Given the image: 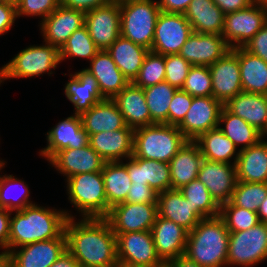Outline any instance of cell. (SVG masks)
<instances>
[{
  "label": "cell",
  "mask_w": 267,
  "mask_h": 267,
  "mask_svg": "<svg viewBox=\"0 0 267 267\" xmlns=\"http://www.w3.org/2000/svg\"><path fill=\"white\" fill-rule=\"evenodd\" d=\"M64 233L66 249L81 267H119L116 235L105 218H68Z\"/></svg>",
  "instance_id": "obj_1"
},
{
  "label": "cell",
  "mask_w": 267,
  "mask_h": 267,
  "mask_svg": "<svg viewBox=\"0 0 267 267\" xmlns=\"http://www.w3.org/2000/svg\"><path fill=\"white\" fill-rule=\"evenodd\" d=\"M10 217L8 253L21 246L60 237L68 218L66 210L50 209L32 204Z\"/></svg>",
  "instance_id": "obj_2"
},
{
  "label": "cell",
  "mask_w": 267,
  "mask_h": 267,
  "mask_svg": "<svg viewBox=\"0 0 267 267\" xmlns=\"http://www.w3.org/2000/svg\"><path fill=\"white\" fill-rule=\"evenodd\" d=\"M229 233L219 216L200 220L188 232L184 255L201 267L226 266Z\"/></svg>",
  "instance_id": "obj_3"
},
{
  "label": "cell",
  "mask_w": 267,
  "mask_h": 267,
  "mask_svg": "<svg viewBox=\"0 0 267 267\" xmlns=\"http://www.w3.org/2000/svg\"><path fill=\"white\" fill-rule=\"evenodd\" d=\"M188 140L169 124H152L135 129L134 157L169 163Z\"/></svg>",
  "instance_id": "obj_4"
},
{
  "label": "cell",
  "mask_w": 267,
  "mask_h": 267,
  "mask_svg": "<svg viewBox=\"0 0 267 267\" xmlns=\"http://www.w3.org/2000/svg\"><path fill=\"white\" fill-rule=\"evenodd\" d=\"M121 35L151 51L157 17V1L119 0Z\"/></svg>",
  "instance_id": "obj_5"
},
{
  "label": "cell",
  "mask_w": 267,
  "mask_h": 267,
  "mask_svg": "<svg viewBox=\"0 0 267 267\" xmlns=\"http://www.w3.org/2000/svg\"><path fill=\"white\" fill-rule=\"evenodd\" d=\"M67 193L71 204L83 218H105L107 204L102 172L80 173L67 178Z\"/></svg>",
  "instance_id": "obj_6"
},
{
  "label": "cell",
  "mask_w": 267,
  "mask_h": 267,
  "mask_svg": "<svg viewBox=\"0 0 267 267\" xmlns=\"http://www.w3.org/2000/svg\"><path fill=\"white\" fill-rule=\"evenodd\" d=\"M61 63L60 49L46 43L41 46H29L21 50L1 70V82L10 78H29L47 74H53L52 68L56 69ZM51 71V72H49Z\"/></svg>",
  "instance_id": "obj_7"
},
{
  "label": "cell",
  "mask_w": 267,
  "mask_h": 267,
  "mask_svg": "<svg viewBox=\"0 0 267 267\" xmlns=\"http://www.w3.org/2000/svg\"><path fill=\"white\" fill-rule=\"evenodd\" d=\"M267 259V223L230 232L226 266L251 267Z\"/></svg>",
  "instance_id": "obj_8"
},
{
  "label": "cell",
  "mask_w": 267,
  "mask_h": 267,
  "mask_svg": "<svg viewBox=\"0 0 267 267\" xmlns=\"http://www.w3.org/2000/svg\"><path fill=\"white\" fill-rule=\"evenodd\" d=\"M119 267H164L156 251L151 230L116 236Z\"/></svg>",
  "instance_id": "obj_9"
},
{
  "label": "cell",
  "mask_w": 267,
  "mask_h": 267,
  "mask_svg": "<svg viewBox=\"0 0 267 267\" xmlns=\"http://www.w3.org/2000/svg\"><path fill=\"white\" fill-rule=\"evenodd\" d=\"M267 22V7L251 4L225 15L221 35L231 49L243 47Z\"/></svg>",
  "instance_id": "obj_10"
},
{
  "label": "cell",
  "mask_w": 267,
  "mask_h": 267,
  "mask_svg": "<svg viewBox=\"0 0 267 267\" xmlns=\"http://www.w3.org/2000/svg\"><path fill=\"white\" fill-rule=\"evenodd\" d=\"M193 33L184 14L160 12L151 51L160 55L178 54L181 47Z\"/></svg>",
  "instance_id": "obj_11"
},
{
  "label": "cell",
  "mask_w": 267,
  "mask_h": 267,
  "mask_svg": "<svg viewBox=\"0 0 267 267\" xmlns=\"http://www.w3.org/2000/svg\"><path fill=\"white\" fill-rule=\"evenodd\" d=\"M158 215L157 203L122 202L110 208L105 219L113 233L151 230Z\"/></svg>",
  "instance_id": "obj_12"
},
{
  "label": "cell",
  "mask_w": 267,
  "mask_h": 267,
  "mask_svg": "<svg viewBox=\"0 0 267 267\" xmlns=\"http://www.w3.org/2000/svg\"><path fill=\"white\" fill-rule=\"evenodd\" d=\"M119 0L85 13L91 39L100 50H107L121 35Z\"/></svg>",
  "instance_id": "obj_13"
},
{
  "label": "cell",
  "mask_w": 267,
  "mask_h": 267,
  "mask_svg": "<svg viewBox=\"0 0 267 267\" xmlns=\"http://www.w3.org/2000/svg\"><path fill=\"white\" fill-rule=\"evenodd\" d=\"M224 105L212 96L193 97L192 105L178 129L188 141L219 126L220 113Z\"/></svg>",
  "instance_id": "obj_14"
},
{
  "label": "cell",
  "mask_w": 267,
  "mask_h": 267,
  "mask_svg": "<svg viewBox=\"0 0 267 267\" xmlns=\"http://www.w3.org/2000/svg\"><path fill=\"white\" fill-rule=\"evenodd\" d=\"M212 80V97L225 105L243 91L238 55L231 49L209 66Z\"/></svg>",
  "instance_id": "obj_15"
},
{
  "label": "cell",
  "mask_w": 267,
  "mask_h": 267,
  "mask_svg": "<svg viewBox=\"0 0 267 267\" xmlns=\"http://www.w3.org/2000/svg\"><path fill=\"white\" fill-rule=\"evenodd\" d=\"M20 248L9 252L10 267H49L66 250L65 233L60 237L27 244Z\"/></svg>",
  "instance_id": "obj_16"
},
{
  "label": "cell",
  "mask_w": 267,
  "mask_h": 267,
  "mask_svg": "<svg viewBox=\"0 0 267 267\" xmlns=\"http://www.w3.org/2000/svg\"><path fill=\"white\" fill-rule=\"evenodd\" d=\"M197 178L206 186L215 201L222 205L230 201L238 182L234 163L203 159Z\"/></svg>",
  "instance_id": "obj_17"
},
{
  "label": "cell",
  "mask_w": 267,
  "mask_h": 267,
  "mask_svg": "<svg viewBox=\"0 0 267 267\" xmlns=\"http://www.w3.org/2000/svg\"><path fill=\"white\" fill-rule=\"evenodd\" d=\"M230 50L222 35L193 32L178 54L191 65L209 67Z\"/></svg>",
  "instance_id": "obj_18"
},
{
  "label": "cell",
  "mask_w": 267,
  "mask_h": 267,
  "mask_svg": "<svg viewBox=\"0 0 267 267\" xmlns=\"http://www.w3.org/2000/svg\"><path fill=\"white\" fill-rule=\"evenodd\" d=\"M85 23V13L61 4L40 23L44 42L61 49L75 30Z\"/></svg>",
  "instance_id": "obj_19"
},
{
  "label": "cell",
  "mask_w": 267,
  "mask_h": 267,
  "mask_svg": "<svg viewBox=\"0 0 267 267\" xmlns=\"http://www.w3.org/2000/svg\"><path fill=\"white\" fill-rule=\"evenodd\" d=\"M48 161L59 173L64 174L66 179L80 173L101 172L106 163L90 144L82 148L62 149Z\"/></svg>",
  "instance_id": "obj_20"
},
{
  "label": "cell",
  "mask_w": 267,
  "mask_h": 267,
  "mask_svg": "<svg viewBox=\"0 0 267 267\" xmlns=\"http://www.w3.org/2000/svg\"><path fill=\"white\" fill-rule=\"evenodd\" d=\"M47 146L39 154L49 160L56 152L65 148H82L89 144V135L82 127L79 114L59 121L46 133Z\"/></svg>",
  "instance_id": "obj_21"
},
{
  "label": "cell",
  "mask_w": 267,
  "mask_h": 267,
  "mask_svg": "<svg viewBox=\"0 0 267 267\" xmlns=\"http://www.w3.org/2000/svg\"><path fill=\"white\" fill-rule=\"evenodd\" d=\"M151 232L158 256L165 264L185 253L188 231L182 226L157 215Z\"/></svg>",
  "instance_id": "obj_22"
},
{
  "label": "cell",
  "mask_w": 267,
  "mask_h": 267,
  "mask_svg": "<svg viewBox=\"0 0 267 267\" xmlns=\"http://www.w3.org/2000/svg\"><path fill=\"white\" fill-rule=\"evenodd\" d=\"M135 129L126 126L111 132H101L89 136L90 146L106 161L126 160L133 155Z\"/></svg>",
  "instance_id": "obj_23"
},
{
  "label": "cell",
  "mask_w": 267,
  "mask_h": 267,
  "mask_svg": "<svg viewBox=\"0 0 267 267\" xmlns=\"http://www.w3.org/2000/svg\"><path fill=\"white\" fill-rule=\"evenodd\" d=\"M158 216L172 220L188 232L204 218L194 209L179 189H169L158 193Z\"/></svg>",
  "instance_id": "obj_24"
},
{
  "label": "cell",
  "mask_w": 267,
  "mask_h": 267,
  "mask_svg": "<svg viewBox=\"0 0 267 267\" xmlns=\"http://www.w3.org/2000/svg\"><path fill=\"white\" fill-rule=\"evenodd\" d=\"M84 69L95 77L104 99H113L130 83L106 50H100L90 61V67Z\"/></svg>",
  "instance_id": "obj_25"
},
{
  "label": "cell",
  "mask_w": 267,
  "mask_h": 267,
  "mask_svg": "<svg viewBox=\"0 0 267 267\" xmlns=\"http://www.w3.org/2000/svg\"><path fill=\"white\" fill-rule=\"evenodd\" d=\"M128 161L124 164L132 183L148 184L157 193L172 189L169 163L134 156Z\"/></svg>",
  "instance_id": "obj_26"
},
{
  "label": "cell",
  "mask_w": 267,
  "mask_h": 267,
  "mask_svg": "<svg viewBox=\"0 0 267 267\" xmlns=\"http://www.w3.org/2000/svg\"><path fill=\"white\" fill-rule=\"evenodd\" d=\"M224 107L249 123L264 137L267 135V95L242 91L230 99Z\"/></svg>",
  "instance_id": "obj_27"
},
{
  "label": "cell",
  "mask_w": 267,
  "mask_h": 267,
  "mask_svg": "<svg viewBox=\"0 0 267 267\" xmlns=\"http://www.w3.org/2000/svg\"><path fill=\"white\" fill-rule=\"evenodd\" d=\"M112 100L116 103L128 127L136 129L151 125L143 88L130 82Z\"/></svg>",
  "instance_id": "obj_28"
},
{
  "label": "cell",
  "mask_w": 267,
  "mask_h": 267,
  "mask_svg": "<svg viewBox=\"0 0 267 267\" xmlns=\"http://www.w3.org/2000/svg\"><path fill=\"white\" fill-rule=\"evenodd\" d=\"M82 127L90 136L101 132H111L125 128L123 115L112 99L99 101L90 110L80 114Z\"/></svg>",
  "instance_id": "obj_29"
},
{
  "label": "cell",
  "mask_w": 267,
  "mask_h": 267,
  "mask_svg": "<svg viewBox=\"0 0 267 267\" xmlns=\"http://www.w3.org/2000/svg\"><path fill=\"white\" fill-rule=\"evenodd\" d=\"M71 79L65 85V95L74 105L75 113L81 114L90 110L104 98L101 95L95 77L85 69L70 74Z\"/></svg>",
  "instance_id": "obj_30"
},
{
  "label": "cell",
  "mask_w": 267,
  "mask_h": 267,
  "mask_svg": "<svg viewBox=\"0 0 267 267\" xmlns=\"http://www.w3.org/2000/svg\"><path fill=\"white\" fill-rule=\"evenodd\" d=\"M235 166L238 181L267 183V141L239 150Z\"/></svg>",
  "instance_id": "obj_31"
},
{
  "label": "cell",
  "mask_w": 267,
  "mask_h": 267,
  "mask_svg": "<svg viewBox=\"0 0 267 267\" xmlns=\"http://www.w3.org/2000/svg\"><path fill=\"white\" fill-rule=\"evenodd\" d=\"M202 153L194 141H187L170 160L172 189H181L194 179H197Z\"/></svg>",
  "instance_id": "obj_32"
},
{
  "label": "cell",
  "mask_w": 267,
  "mask_h": 267,
  "mask_svg": "<svg viewBox=\"0 0 267 267\" xmlns=\"http://www.w3.org/2000/svg\"><path fill=\"white\" fill-rule=\"evenodd\" d=\"M184 16L195 33L221 35L223 31L225 14L213 0H192Z\"/></svg>",
  "instance_id": "obj_33"
},
{
  "label": "cell",
  "mask_w": 267,
  "mask_h": 267,
  "mask_svg": "<svg viewBox=\"0 0 267 267\" xmlns=\"http://www.w3.org/2000/svg\"><path fill=\"white\" fill-rule=\"evenodd\" d=\"M106 51L127 80L132 82L150 50L120 35Z\"/></svg>",
  "instance_id": "obj_34"
},
{
  "label": "cell",
  "mask_w": 267,
  "mask_h": 267,
  "mask_svg": "<svg viewBox=\"0 0 267 267\" xmlns=\"http://www.w3.org/2000/svg\"><path fill=\"white\" fill-rule=\"evenodd\" d=\"M232 50L238 55L243 92L267 95V63L243 47Z\"/></svg>",
  "instance_id": "obj_35"
},
{
  "label": "cell",
  "mask_w": 267,
  "mask_h": 267,
  "mask_svg": "<svg viewBox=\"0 0 267 267\" xmlns=\"http://www.w3.org/2000/svg\"><path fill=\"white\" fill-rule=\"evenodd\" d=\"M194 142L198 145L203 159L230 164L233 158V163L236 164L239 151L236 152L237 147L218 127L200 135Z\"/></svg>",
  "instance_id": "obj_36"
},
{
  "label": "cell",
  "mask_w": 267,
  "mask_h": 267,
  "mask_svg": "<svg viewBox=\"0 0 267 267\" xmlns=\"http://www.w3.org/2000/svg\"><path fill=\"white\" fill-rule=\"evenodd\" d=\"M101 172L108 206L124 202L132 181L123 161L106 162Z\"/></svg>",
  "instance_id": "obj_37"
},
{
  "label": "cell",
  "mask_w": 267,
  "mask_h": 267,
  "mask_svg": "<svg viewBox=\"0 0 267 267\" xmlns=\"http://www.w3.org/2000/svg\"><path fill=\"white\" fill-rule=\"evenodd\" d=\"M218 123V128L236 147L242 145L240 150L256 145L264 138L263 135L249 123L245 122L242 118L233 115L225 107L221 110ZM221 123H224L225 127H221Z\"/></svg>",
  "instance_id": "obj_38"
},
{
  "label": "cell",
  "mask_w": 267,
  "mask_h": 267,
  "mask_svg": "<svg viewBox=\"0 0 267 267\" xmlns=\"http://www.w3.org/2000/svg\"><path fill=\"white\" fill-rule=\"evenodd\" d=\"M152 124H169V106L178 90L164 81L143 89Z\"/></svg>",
  "instance_id": "obj_39"
},
{
  "label": "cell",
  "mask_w": 267,
  "mask_h": 267,
  "mask_svg": "<svg viewBox=\"0 0 267 267\" xmlns=\"http://www.w3.org/2000/svg\"><path fill=\"white\" fill-rule=\"evenodd\" d=\"M15 188L17 192L20 190V194L19 192L13 194ZM29 194L28 185L23 180H19L13 175L0 176V208H5L11 212L23 210L26 206L35 204L31 200L29 201Z\"/></svg>",
  "instance_id": "obj_40"
},
{
  "label": "cell",
  "mask_w": 267,
  "mask_h": 267,
  "mask_svg": "<svg viewBox=\"0 0 267 267\" xmlns=\"http://www.w3.org/2000/svg\"><path fill=\"white\" fill-rule=\"evenodd\" d=\"M179 190L204 219L219 216L220 205L198 178L192 180Z\"/></svg>",
  "instance_id": "obj_41"
},
{
  "label": "cell",
  "mask_w": 267,
  "mask_h": 267,
  "mask_svg": "<svg viewBox=\"0 0 267 267\" xmlns=\"http://www.w3.org/2000/svg\"><path fill=\"white\" fill-rule=\"evenodd\" d=\"M99 51L100 49L94 44L87 27L84 25L75 30L60 49L61 62L69 57L87 58L91 61Z\"/></svg>",
  "instance_id": "obj_42"
},
{
  "label": "cell",
  "mask_w": 267,
  "mask_h": 267,
  "mask_svg": "<svg viewBox=\"0 0 267 267\" xmlns=\"http://www.w3.org/2000/svg\"><path fill=\"white\" fill-rule=\"evenodd\" d=\"M267 197V183H249L238 181L230 202L237 207L257 212Z\"/></svg>",
  "instance_id": "obj_43"
},
{
  "label": "cell",
  "mask_w": 267,
  "mask_h": 267,
  "mask_svg": "<svg viewBox=\"0 0 267 267\" xmlns=\"http://www.w3.org/2000/svg\"><path fill=\"white\" fill-rule=\"evenodd\" d=\"M219 217L229 232L244 231L260 222L257 212L234 206L230 201L220 205Z\"/></svg>",
  "instance_id": "obj_44"
},
{
  "label": "cell",
  "mask_w": 267,
  "mask_h": 267,
  "mask_svg": "<svg viewBox=\"0 0 267 267\" xmlns=\"http://www.w3.org/2000/svg\"><path fill=\"white\" fill-rule=\"evenodd\" d=\"M165 55L149 51L132 83L146 88L165 81Z\"/></svg>",
  "instance_id": "obj_45"
},
{
  "label": "cell",
  "mask_w": 267,
  "mask_h": 267,
  "mask_svg": "<svg viewBox=\"0 0 267 267\" xmlns=\"http://www.w3.org/2000/svg\"><path fill=\"white\" fill-rule=\"evenodd\" d=\"M181 90L192 97L212 96V80L209 67L192 65Z\"/></svg>",
  "instance_id": "obj_46"
},
{
  "label": "cell",
  "mask_w": 267,
  "mask_h": 267,
  "mask_svg": "<svg viewBox=\"0 0 267 267\" xmlns=\"http://www.w3.org/2000/svg\"><path fill=\"white\" fill-rule=\"evenodd\" d=\"M191 66L179 54L165 55V81L176 89H181Z\"/></svg>",
  "instance_id": "obj_47"
},
{
  "label": "cell",
  "mask_w": 267,
  "mask_h": 267,
  "mask_svg": "<svg viewBox=\"0 0 267 267\" xmlns=\"http://www.w3.org/2000/svg\"><path fill=\"white\" fill-rule=\"evenodd\" d=\"M60 0H22L17 6V18L26 16H41L42 21L58 6Z\"/></svg>",
  "instance_id": "obj_48"
},
{
  "label": "cell",
  "mask_w": 267,
  "mask_h": 267,
  "mask_svg": "<svg viewBox=\"0 0 267 267\" xmlns=\"http://www.w3.org/2000/svg\"><path fill=\"white\" fill-rule=\"evenodd\" d=\"M193 97L187 92L178 89L169 106V125L179 126L192 105Z\"/></svg>",
  "instance_id": "obj_49"
},
{
  "label": "cell",
  "mask_w": 267,
  "mask_h": 267,
  "mask_svg": "<svg viewBox=\"0 0 267 267\" xmlns=\"http://www.w3.org/2000/svg\"><path fill=\"white\" fill-rule=\"evenodd\" d=\"M158 193L148 184L132 183L124 202L157 203Z\"/></svg>",
  "instance_id": "obj_50"
},
{
  "label": "cell",
  "mask_w": 267,
  "mask_h": 267,
  "mask_svg": "<svg viewBox=\"0 0 267 267\" xmlns=\"http://www.w3.org/2000/svg\"><path fill=\"white\" fill-rule=\"evenodd\" d=\"M243 48L267 63V22Z\"/></svg>",
  "instance_id": "obj_51"
},
{
  "label": "cell",
  "mask_w": 267,
  "mask_h": 267,
  "mask_svg": "<svg viewBox=\"0 0 267 267\" xmlns=\"http://www.w3.org/2000/svg\"><path fill=\"white\" fill-rule=\"evenodd\" d=\"M17 18L16 6L6 0H0V35L8 32Z\"/></svg>",
  "instance_id": "obj_52"
},
{
  "label": "cell",
  "mask_w": 267,
  "mask_h": 267,
  "mask_svg": "<svg viewBox=\"0 0 267 267\" xmlns=\"http://www.w3.org/2000/svg\"><path fill=\"white\" fill-rule=\"evenodd\" d=\"M112 1L114 0H60V4L64 7L87 13L97 7L108 5Z\"/></svg>",
  "instance_id": "obj_53"
},
{
  "label": "cell",
  "mask_w": 267,
  "mask_h": 267,
  "mask_svg": "<svg viewBox=\"0 0 267 267\" xmlns=\"http://www.w3.org/2000/svg\"><path fill=\"white\" fill-rule=\"evenodd\" d=\"M192 0H157L162 12L184 14Z\"/></svg>",
  "instance_id": "obj_54"
},
{
  "label": "cell",
  "mask_w": 267,
  "mask_h": 267,
  "mask_svg": "<svg viewBox=\"0 0 267 267\" xmlns=\"http://www.w3.org/2000/svg\"><path fill=\"white\" fill-rule=\"evenodd\" d=\"M12 212L0 208V247L8 252L9 226Z\"/></svg>",
  "instance_id": "obj_55"
},
{
  "label": "cell",
  "mask_w": 267,
  "mask_h": 267,
  "mask_svg": "<svg viewBox=\"0 0 267 267\" xmlns=\"http://www.w3.org/2000/svg\"><path fill=\"white\" fill-rule=\"evenodd\" d=\"M213 2L223 11L225 15L247 8L252 4L251 0H213Z\"/></svg>",
  "instance_id": "obj_56"
},
{
  "label": "cell",
  "mask_w": 267,
  "mask_h": 267,
  "mask_svg": "<svg viewBox=\"0 0 267 267\" xmlns=\"http://www.w3.org/2000/svg\"><path fill=\"white\" fill-rule=\"evenodd\" d=\"M49 267H81L74 256L66 249Z\"/></svg>",
  "instance_id": "obj_57"
},
{
  "label": "cell",
  "mask_w": 267,
  "mask_h": 267,
  "mask_svg": "<svg viewBox=\"0 0 267 267\" xmlns=\"http://www.w3.org/2000/svg\"><path fill=\"white\" fill-rule=\"evenodd\" d=\"M166 267H201L187 256L180 255L176 259L170 260L165 264Z\"/></svg>",
  "instance_id": "obj_58"
},
{
  "label": "cell",
  "mask_w": 267,
  "mask_h": 267,
  "mask_svg": "<svg viewBox=\"0 0 267 267\" xmlns=\"http://www.w3.org/2000/svg\"><path fill=\"white\" fill-rule=\"evenodd\" d=\"M257 214L260 222L267 223V197L260 204Z\"/></svg>",
  "instance_id": "obj_59"
},
{
  "label": "cell",
  "mask_w": 267,
  "mask_h": 267,
  "mask_svg": "<svg viewBox=\"0 0 267 267\" xmlns=\"http://www.w3.org/2000/svg\"><path fill=\"white\" fill-rule=\"evenodd\" d=\"M0 267H10V257L7 251L0 253Z\"/></svg>",
  "instance_id": "obj_60"
},
{
  "label": "cell",
  "mask_w": 267,
  "mask_h": 267,
  "mask_svg": "<svg viewBox=\"0 0 267 267\" xmlns=\"http://www.w3.org/2000/svg\"><path fill=\"white\" fill-rule=\"evenodd\" d=\"M251 2L255 5L267 7V0H251Z\"/></svg>",
  "instance_id": "obj_61"
},
{
  "label": "cell",
  "mask_w": 267,
  "mask_h": 267,
  "mask_svg": "<svg viewBox=\"0 0 267 267\" xmlns=\"http://www.w3.org/2000/svg\"><path fill=\"white\" fill-rule=\"evenodd\" d=\"M10 4L17 6L22 0H6Z\"/></svg>",
  "instance_id": "obj_62"
},
{
  "label": "cell",
  "mask_w": 267,
  "mask_h": 267,
  "mask_svg": "<svg viewBox=\"0 0 267 267\" xmlns=\"http://www.w3.org/2000/svg\"><path fill=\"white\" fill-rule=\"evenodd\" d=\"M5 162L0 160V170L4 167Z\"/></svg>",
  "instance_id": "obj_63"
}]
</instances>
